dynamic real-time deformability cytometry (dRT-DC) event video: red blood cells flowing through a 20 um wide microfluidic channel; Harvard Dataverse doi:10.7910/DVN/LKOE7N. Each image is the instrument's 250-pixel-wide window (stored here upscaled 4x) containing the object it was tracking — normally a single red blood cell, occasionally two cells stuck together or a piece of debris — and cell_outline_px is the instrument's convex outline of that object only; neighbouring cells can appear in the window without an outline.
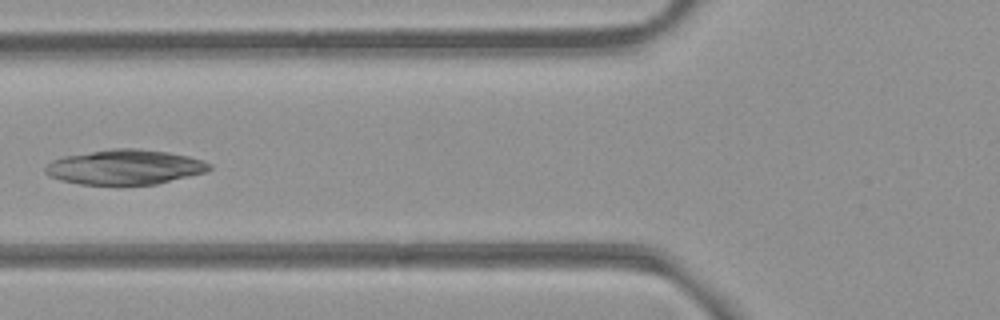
{"species": "common noctule bat (a hibernating species)", "species_latin": "Nyctalus noctula", "temperature_condition": "room temperature", "stored_images_in_passage": 7, "camera_frame_rate_fps": 3000, "um_per_image_px": 0.085, "animal": {"sex": "female", "body_mass_g": 21.9}, "frame": {"image": 1, "passage_image": 7, "time_ms": 2.0, "image_size_px": [1000, 320], "cell_outline_px": [[212, 168], [208, 172], [156, 184], [80, 184], [60, 180], [48, 176], [44, 172], [44, 168], [52, 160], [64, 156], [112, 148], [136, 148], [168, 152], [188, 156], [204, 160], [212, 164]], "centroid_in_image_um": [10.64, 14.2], "position_along_channel_um": 115.2, "area_um2": 33.47}}